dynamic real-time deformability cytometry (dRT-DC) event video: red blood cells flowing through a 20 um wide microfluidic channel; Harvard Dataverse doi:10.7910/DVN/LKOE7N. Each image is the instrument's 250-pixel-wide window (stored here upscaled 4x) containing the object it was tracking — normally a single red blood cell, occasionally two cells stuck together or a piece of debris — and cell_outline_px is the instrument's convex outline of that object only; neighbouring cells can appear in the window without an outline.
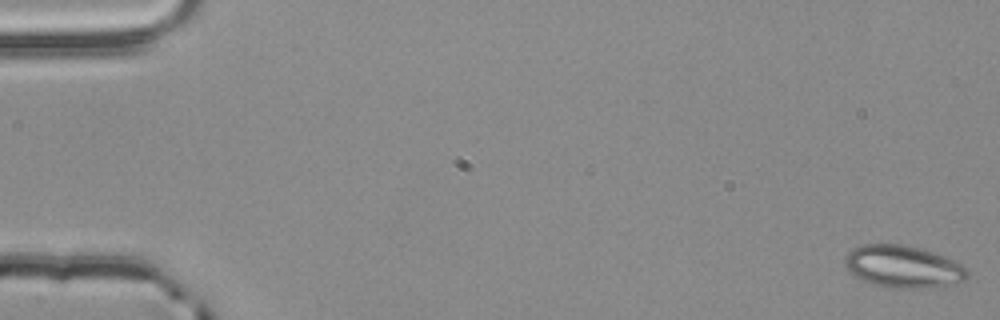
{"species": "common noctule bat (a hibernating species)", "species_latin": "Nyctalus noctula", "temperature_condition": "room temperature", "stored_images_in_passage": 55, "camera_frame_rate_fps": 3000, "um_per_image_px": 0.085, "animal": {"sex": "male", "body_mass_g": 20.4}, "frame": {"image": 1, "passage_image": 1, "time_ms": 0.0, "image_size_px": [1000, 320], "cell_outline_px": [[968, 276], [964, 280], [924, 288], [892, 288], [876, 284], [864, 280], [856, 276], [844, 264], [844, 256], [852, 248], [864, 244], [904, 244], [932, 252], [952, 260], [968, 268]], "centroid_in_image_um": [76.73, 22.64], "position_along_channel_um": 8.3, "area_um2": 29.59}}
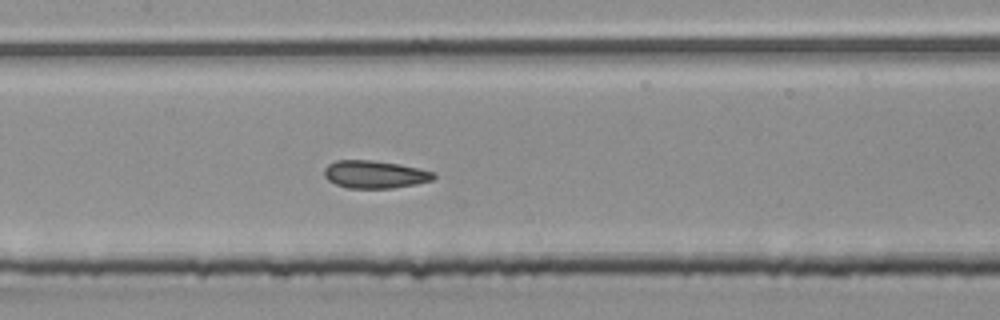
{"frame": {"image": 2, "passage_image": 27, "time_ms": 8.667, "image_size_px": [1000, 320], "cell_outline_px": [[436, 176], [432, 180], [416, 184], [392, 188], [348, 188], [336, 184], [328, 180], [324, 176], [324, 168], [328, 164], [336, 160], [372, 160], [400, 164], [436, 172]], "centroid_in_image_um": [31.86, 14.82], "position_along_channel_um": 175.5, "area_um2": 17.74}}
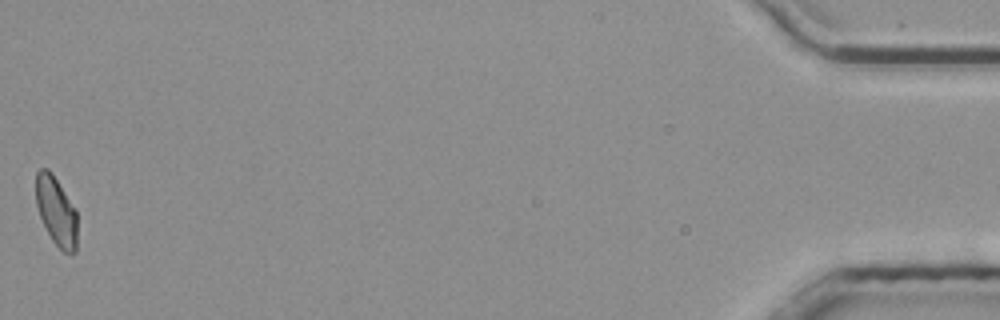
{"frame": {"image": 3, "passage_image": 55, "time_ms": 18.0, "image_size_px": [1000, 320], "cell_outline_px": [[76, 252], [64, 252], [52, 240], [40, 216], [36, 204], [36, 172], [40, 168], [48, 168], [76, 208]], "centroid_in_image_um": [4.77, 17.92], "position_along_channel_um": 430.4, "area_um2": 16.36}, "authors_computed_cell_mechanics": {"area_um2": 17.9758, "velocity_mm_per_s": 3.8357, "shape_relaxation_time_tau1_ms": 3.8616, "shape_relaxation_time_tau2_ms": 1.3235, "deformation_change_tau1": 0.0921, "deformation_change_tau2": 0.0714}}